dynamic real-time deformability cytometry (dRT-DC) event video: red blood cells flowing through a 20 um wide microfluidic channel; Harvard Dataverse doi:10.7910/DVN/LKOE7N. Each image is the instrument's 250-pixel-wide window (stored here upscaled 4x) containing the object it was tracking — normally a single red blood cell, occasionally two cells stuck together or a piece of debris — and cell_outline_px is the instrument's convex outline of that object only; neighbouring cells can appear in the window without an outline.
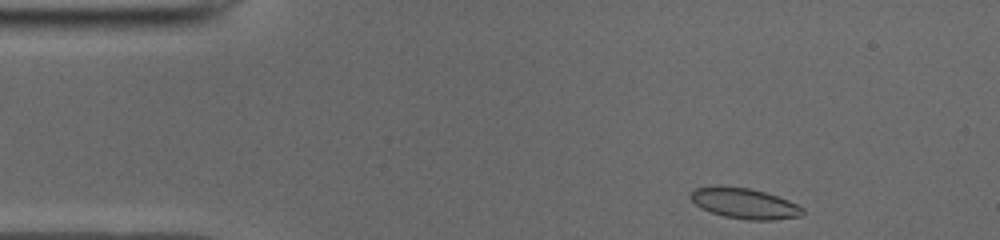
{"species": "common noctule bat (a hibernating species)", "species_latin": "Nyctalus noctula", "temperature_condition": "cold", "stored_images_in_passage": 45, "camera_frame_rate_fps": 3000, "um_per_image_px": 0.085, "animal": {"sex": "male", "body_mass_g": 19.0, "forearm_length_mm": 50.8}, "frame": {"image": 1, "passage_image": 1, "time_ms": 0.0, "image_size_px": [1000, 240], "cell_outline_px": [[804, 216], [772, 220], [748, 220], [724, 216], [700, 208], [688, 196], [696, 188], [748, 188], [764, 192], [788, 200], [804, 208]], "centroid_in_image_um": [63.35, 17.33], "position_along_channel_um": 21.6, "area_um2": 19.36}}
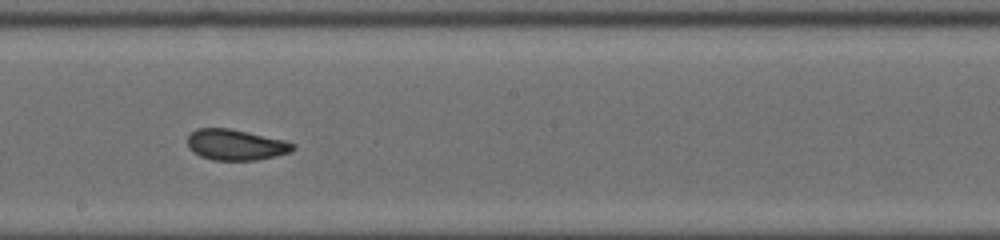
{"frame": {"image": 2, "passage_image": 22, "time_ms": 7.0, "image_size_px": [1000, 240], "cell_outline_px": [[296, 148], [292, 152], [276, 156], [256, 160], [212, 160], [200, 156], [192, 152], [188, 148], [188, 136], [196, 128], [228, 128], [284, 140], [296, 144]], "centroid_in_image_um": [20.04, 12.31], "position_along_channel_um": 228.2, "area_um2": 19.02}}
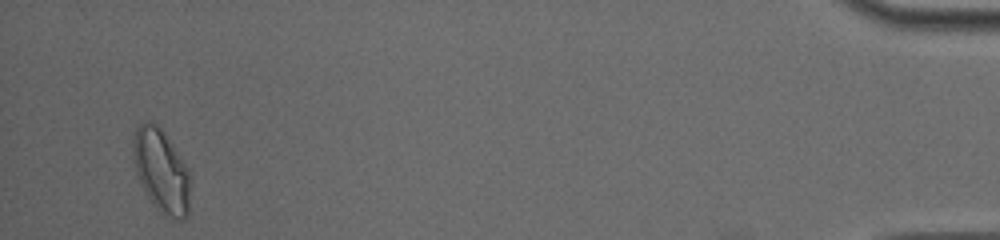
{"frame": {"image": 3, "passage_image": 43, "time_ms": 14.0, "image_size_px": [1000, 240], "cell_outline_px": [[192, 176], [188, 216], [180, 220], [172, 220], [164, 216], [156, 208], [148, 196], [136, 172], [132, 152], [132, 144], [136, 128], [144, 120], [152, 120], [164, 132]], "centroid_in_image_um": [13.74, 14.55], "position_along_channel_um": 421.5, "area_um2": 28.03}, "authors_computed_cell_mechanics": {"area_um2": 19.9988, "velocity_mm_per_s": 3.9445, "shape_relaxation_time_tau1_ms": 3.8747, "shape_relaxation_time_tau2_ms": 1.0729, "deformation_change_tau1": 0.1007, "deformation_change_tau2": 0.0606}}